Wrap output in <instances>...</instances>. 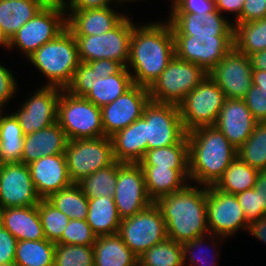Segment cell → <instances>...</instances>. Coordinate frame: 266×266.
<instances>
[{
  "instance_id": "obj_1",
  "label": "cell",
  "mask_w": 266,
  "mask_h": 266,
  "mask_svg": "<svg viewBox=\"0 0 266 266\" xmlns=\"http://www.w3.org/2000/svg\"><path fill=\"white\" fill-rule=\"evenodd\" d=\"M175 56L209 73L234 47V26L215 10L209 14L168 13Z\"/></svg>"
},
{
  "instance_id": "obj_2",
  "label": "cell",
  "mask_w": 266,
  "mask_h": 266,
  "mask_svg": "<svg viewBox=\"0 0 266 266\" xmlns=\"http://www.w3.org/2000/svg\"><path fill=\"white\" fill-rule=\"evenodd\" d=\"M160 19L137 23L130 38L126 68L135 85L148 89L175 56L171 25L166 19Z\"/></svg>"
},
{
  "instance_id": "obj_3",
  "label": "cell",
  "mask_w": 266,
  "mask_h": 266,
  "mask_svg": "<svg viewBox=\"0 0 266 266\" xmlns=\"http://www.w3.org/2000/svg\"><path fill=\"white\" fill-rule=\"evenodd\" d=\"M207 187L189 183L180 191L159 198L167 236L183 244L209 232L207 223Z\"/></svg>"
},
{
  "instance_id": "obj_4",
  "label": "cell",
  "mask_w": 266,
  "mask_h": 266,
  "mask_svg": "<svg viewBox=\"0 0 266 266\" xmlns=\"http://www.w3.org/2000/svg\"><path fill=\"white\" fill-rule=\"evenodd\" d=\"M190 183L212 186L237 157V149L215 126L186 133Z\"/></svg>"
},
{
  "instance_id": "obj_5",
  "label": "cell",
  "mask_w": 266,
  "mask_h": 266,
  "mask_svg": "<svg viewBox=\"0 0 266 266\" xmlns=\"http://www.w3.org/2000/svg\"><path fill=\"white\" fill-rule=\"evenodd\" d=\"M46 82L41 86L66 89L80 64L75 36L66 28L55 39L38 48L28 59Z\"/></svg>"
},
{
  "instance_id": "obj_6",
  "label": "cell",
  "mask_w": 266,
  "mask_h": 266,
  "mask_svg": "<svg viewBox=\"0 0 266 266\" xmlns=\"http://www.w3.org/2000/svg\"><path fill=\"white\" fill-rule=\"evenodd\" d=\"M66 28L63 2L50 0L12 36L9 40V51L18 49L28 59L38 48L55 39Z\"/></svg>"
},
{
  "instance_id": "obj_7",
  "label": "cell",
  "mask_w": 266,
  "mask_h": 266,
  "mask_svg": "<svg viewBox=\"0 0 266 266\" xmlns=\"http://www.w3.org/2000/svg\"><path fill=\"white\" fill-rule=\"evenodd\" d=\"M57 122L69 140L105 137L101 108L66 89L60 93Z\"/></svg>"
},
{
  "instance_id": "obj_8",
  "label": "cell",
  "mask_w": 266,
  "mask_h": 266,
  "mask_svg": "<svg viewBox=\"0 0 266 266\" xmlns=\"http://www.w3.org/2000/svg\"><path fill=\"white\" fill-rule=\"evenodd\" d=\"M126 15L113 29L101 35L75 36L80 62L111 59L123 67L129 60L130 38L136 22Z\"/></svg>"
},
{
  "instance_id": "obj_9",
  "label": "cell",
  "mask_w": 266,
  "mask_h": 266,
  "mask_svg": "<svg viewBox=\"0 0 266 266\" xmlns=\"http://www.w3.org/2000/svg\"><path fill=\"white\" fill-rule=\"evenodd\" d=\"M225 99L224 92L207 74L178 104L186 133L200 127L214 126Z\"/></svg>"
},
{
  "instance_id": "obj_10",
  "label": "cell",
  "mask_w": 266,
  "mask_h": 266,
  "mask_svg": "<svg viewBox=\"0 0 266 266\" xmlns=\"http://www.w3.org/2000/svg\"><path fill=\"white\" fill-rule=\"evenodd\" d=\"M207 74L198 65L174 56L149 88L150 101L178 105Z\"/></svg>"
},
{
  "instance_id": "obj_11",
  "label": "cell",
  "mask_w": 266,
  "mask_h": 266,
  "mask_svg": "<svg viewBox=\"0 0 266 266\" xmlns=\"http://www.w3.org/2000/svg\"><path fill=\"white\" fill-rule=\"evenodd\" d=\"M64 154L73 184L115 161L111 137L106 136L69 140Z\"/></svg>"
},
{
  "instance_id": "obj_12",
  "label": "cell",
  "mask_w": 266,
  "mask_h": 266,
  "mask_svg": "<svg viewBox=\"0 0 266 266\" xmlns=\"http://www.w3.org/2000/svg\"><path fill=\"white\" fill-rule=\"evenodd\" d=\"M118 234L138 258L168 238L165 221L155 202L134 216L122 219Z\"/></svg>"
},
{
  "instance_id": "obj_13",
  "label": "cell",
  "mask_w": 266,
  "mask_h": 266,
  "mask_svg": "<svg viewBox=\"0 0 266 266\" xmlns=\"http://www.w3.org/2000/svg\"><path fill=\"white\" fill-rule=\"evenodd\" d=\"M145 153L177 144L185 135L178 105L150 101L144 108Z\"/></svg>"
},
{
  "instance_id": "obj_14",
  "label": "cell",
  "mask_w": 266,
  "mask_h": 266,
  "mask_svg": "<svg viewBox=\"0 0 266 266\" xmlns=\"http://www.w3.org/2000/svg\"><path fill=\"white\" fill-rule=\"evenodd\" d=\"M207 223L211 234L230 239L241 230L246 232L249 222L236 195L207 187Z\"/></svg>"
},
{
  "instance_id": "obj_15",
  "label": "cell",
  "mask_w": 266,
  "mask_h": 266,
  "mask_svg": "<svg viewBox=\"0 0 266 266\" xmlns=\"http://www.w3.org/2000/svg\"><path fill=\"white\" fill-rule=\"evenodd\" d=\"M28 99L12 110L24 135L39 131L57 122L58 101L61 88L54 86H37Z\"/></svg>"
},
{
  "instance_id": "obj_16",
  "label": "cell",
  "mask_w": 266,
  "mask_h": 266,
  "mask_svg": "<svg viewBox=\"0 0 266 266\" xmlns=\"http://www.w3.org/2000/svg\"><path fill=\"white\" fill-rule=\"evenodd\" d=\"M113 198L121 219L134 216L153 203L148 196L144 173L139 164L117 162V183Z\"/></svg>"
},
{
  "instance_id": "obj_17",
  "label": "cell",
  "mask_w": 266,
  "mask_h": 266,
  "mask_svg": "<svg viewBox=\"0 0 266 266\" xmlns=\"http://www.w3.org/2000/svg\"><path fill=\"white\" fill-rule=\"evenodd\" d=\"M250 56L234 47L208 73L226 98L243 99L253 85Z\"/></svg>"
},
{
  "instance_id": "obj_18",
  "label": "cell",
  "mask_w": 266,
  "mask_h": 266,
  "mask_svg": "<svg viewBox=\"0 0 266 266\" xmlns=\"http://www.w3.org/2000/svg\"><path fill=\"white\" fill-rule=\"evenodd\" d=\"M149 102V89L134 84L113 102L103 106L101 112L105 136L111 137L141 118Z\"/></svg>"
},
{
  "instance_id": "obj_19",
  "label": "cell",
  "mask_w": 266,
  "mask_h": 266,
  "mask_svg": "<svg viewBox=\"0 0 266 266\" xmlns=\"http://www.w3.org/2000/svg\"><path fill=\"white\" fill-rule=\"evenodd\" d=\"M40 200L28 165L0 164V209L36 206Z\"/></svg>"
},
{
  "instance_id": "obj_20",
  "label": "cell",
  "mask_w": 266,
  "mask_h": 266,
  "mask_svg": "<svg viewBox=\"0 0 266 266\" xmlns=\"http://www.w3.org/2000/svg\"><path fill=\"white\" fill-rule=\"evenodd\" d=\"M119 8L118 6H108L84 10H65L67 29L74 36L104 34L129 14L126 10L119 11Z\"/></svg>"
},
{
  "instance_id": "obj_21",
  "label": "cell",
  "mask_w": 266,
  "mask_h": 266,
  "mask_svg": "<svg viewBox=\"0 0 266 266\" xmlns=\"http://www.w3.org/2000/svg\"><path fill=\"white\" fill-rule=\"evenodd\" d=\"M257 123L243 99L226 98L214 126L238 149L253 133Z\"/></svg>"
},
{
  "instance_id": "obj_22",
  "label": "cell",
  "mask_w": 266,
  "mask_h": 266,
  "mask_svg": "<svg viewBox=\"0 0 266 266\" xmlns=\"http://www.w3.org/2000/svg\"><path fill=\"white\" fill-rule=\"evenodd\" d=\"M28 166L35 190L41 199H47L51 194L73 184L64 153L43 156Z\"/></svg>"
},
{
  "instance_id": "obj_23",
  "label": "cell",
  "mask_w": 266,
  "mask_h": 266,
  "mask_svg": "<svg viewBox=\"0 0 266 266\" xmlns=\"http://www.w3.org/2000/svg\"><path fill=\"white\" fill-rule=\"evenodd\" d=\"M69 139L58 122L24 136L21 163L26 165L43 156L64 153Z\"/></svg>"
},
{
  "instance_id": "obj_24",
  "label": "cell",
  "mask_w": 266,
  "mask_h": 266,
  "mask_svg": "<svg viewBox=\"0 0 266 266\" xmlns=\"http://www.w3.org/2000/svg\"><path fill=\"white\" fill-rule=\"evenodd\" d=\"M0 224L18 241L46 239L38 205L0 209Z\"/></svg>"
},
{
  "instance_id": "obj_25",
  "label": "cell",
  "mask_w": 266,
  "mask_h": 266,
  "mask_svg": "<svg viewBox=\"0 0 266 266\" xmlns=\"http://www.w3.org/2000/svg\"><path fill=\"white\" fill-rule=\"evenodd\" d=\"M149 198H159L177 192L190 183L188 169H171L158 166H141Z\"/></svg>"
},
{
  "instance_id": "obj_26",
  "label": "cell",
  "mask_w": 266,
  "mask_h": 266,
  "mask_svg": "<svg viewBox=\"0 0 266 266\" xmlns=\"http://www.w3.org/2000/svg\"><path fill=\"white\" fill-rule=\"evenodd\" d=\"M111 140L116 161L138 164L145 154V120H135L111 136Z\"/></svg>"
},
{
  "instance_id": "obj_27",
  "label": "cell",
  "mask_w": 266,
  "mask_h": 266,
  "mask_svg": "<svg viewBox=\"0 0 266 266\" xmlns=\"http://www.w3.org/2000/svg\"><path fill=\"white\" fill-rule=\"evenodd\" d=\"M93 251L94 266H138V257L118 233L98 236Z\"/></svg>"
},
{
  "instance_id": "obj_28",
  "label": "cell",
  "mask_w": 266,
  "mask_h": 266,
  "mask_svg": "<svg viewBox=\"0 0 266 266\" xmlns=\"http://www.w3.org/2000/svg\"><path fill=\"white\" fill-rule=\"evenodd\" d=\"M50 0H0V29L12 36Z\"/></svg>"
},
{
  "instance_id": "obj_29",
  "label": "cell",
  "mask_w": 266,
  "mask_h": 266,
  "mask_svg": "<svg viewBox=\"0 0 266 266\" xmlns=\"http://www.w3.org/2000/svg\"><path fill=\"white\" fill-rule=\"evenodd\" d=\"M121 220L113 197L101 196L88 199L86 222L97 237L117 234Z\"/></svg>"
},
{
  "instance_id": "obj_30",
  "label": "cell",
  "mask_w": 266,
  "mask_h": 266,
  "mask_svg": "<svg viewBox=\"0 0 266 266\" xmlns=\"http://www.w3.org/2000/svg\"><path fill=\"white\" fill-rule=\"evenodd\" d=\"M225 241H227V239H225L224 237L216 236L214 234L208 233L206 235L197 237L191 241L183 243L182 244L183 266H218L220 265L218 263V261H220L219 257L221 256L220 248L222 246V243L224 244ZM210 243H211V246L209 245ZM219 244L221 245L218 246Z\"/></svg>"
},
{
  "instance_id": "obj_31",
  "label": "cell",
  "mask_w": 266,
  "mask_h": 266,
  "mask_svg": "<svg viewBox=\"0 0 266 266\" xmlns=\"http://www.w3.org/2000/svg\"><path fill=\"white\" fill-rule=\"evenodd\" d=\"M5 112H0V164L20 163L25 135L11 111Z\"/></svg>"
},
{
  "instance_id": "obj_32",
  "label": "cell",
  "mask_w": 266,
  "mask_h": 266,
  "mask_svg": "<svg viewBox=\"0 0 266 266\" xmlns=\"http://www.w3.org/2000/svg\"><path fill=\"white\" fill-rule=\"evenodd\" d=\"M133 85L130 72L123 67L117 74L95 80L92 89L84 97L102 108L124 94Z\"/></svg>"
},
{
  "instance_id": "obj_33",
  "label": "cell",
  "mask_w": 266,
  "mask_h": 266,
  "mask_svg": "<svg viewBox=\"0 0 266 266\" xmlns=\"http://www.w3.org/2000/svg\"><path fill=\"white\" fill-rule=\"evenodd\" d=\"M257 174L258 170L243 162L237 156L213 186L220 191L236 195L254 188Z\"/></svg>"
},
{
  "instance_id": "obj_34",
  "label": "cell",
  "mask_w": 266,
  "mask_h": 266,
  "mask_svg": "<svg viewBox=\"0 0 266 266\" xmlns=\"http://www.w3.org/2000/svg\"><path fill=\"white\" fill-rule=\"evenodd\" d=\"M138 164L140 166L188 169V140L186 135L177 144L147 150Z\"/></svg>"
},
{
  "instance_id": "obj_35",
  "label": "cell",
  "mask_w": 266,
  "mask_h": 266,
  "mask_svg": "<svg viewBox=\"0 0 266 266\" xmlns=\"http://www.w3.org/2000/svg\"><path fill=\"white\" fill-rule=\"evenodd\" d=\"M234 48L247 56L266 49V17L234 25Z\"/></svg>"
},
{
  "instance_id": "obj_36",
  "label": "cell",
  "mask_w": 266,
  "mask_h": 266,
  "mask_svg": "<svg viewBox=\"0 0 266 266\" xmlns=\"http://www.w3.org/2000/svg\"><path fill=\"white\" fill-rule=\"evenodd\" d=\"M55 246L47 239L17 241L14 262L17 266H53Z\"/></svg>"
},
{
  "instance_id": "obj_37",
  "label": "cell",
  "mask_w": 266,
  "mask_h": 266,
  "mask_svg": "<svg viewBox=\"0 0 266 266\" xmlns=\"http://www.w3.org/2000/svg\"><path fill=\"white\" fill-rule=\"evenodd\" d=\"M70 219L84 220L88 214V198L77 184L59 190L46 199Z\"/></svg>"
},
{
  "instance_id": "obj_38",
  "label": "cell",
  "mask_w": 266,
  "mask_h": 266,
  "mask_svg": "<svg viewBox=\"0 0 266 266\" xmlns=\"http://www.w3.org/2000/svg\"><path fill=\"white\" fill-rule=\"evenodd\" d=\"M117 162L115 160L111 165L99 169L77 183L88 199L115 196Z\"/></svg>"
},
{
  "instance_id": "obj_39",
  "label": "cell",
  "mask_w": 266,
  "mask_h": 266,
  "mask_svg": "<svg viewBox=\"0 0 266 266\" xmlns=\"http://www.w3.org/2000/svg\"><path fill=\"white\" fill-rule=\"evenodd\" d=\"M138 266H183L182 244L167 238L143 253Z\"/></svg>"
},
{
  "instance_id": "obj_40",
  "label": "cell",
  "mask_w": 266,
  "mask_h": 266,
  "mask_svg": "<svg viewBox=\"0 0 266 266\" xmlns=\"http://www.w3.org/2000/svg\"><path fill=\"white\" fill-rule=\"evenodd\" d=\"M237 156L256 170L266 169V122H258L253 133L237 149Z\"/></svg>"
},
{
  "instance_id": "obj_41",
  "label": "cell",
  "mask_w": 266,
  "mask_h": 266,
  "mask_svg": "<svg viewBox=\"0 0 266 266\" xmlns=\"http://www.w3.org/2000/svg\"><path fill=\"white\" fill-rule=\"evenodd\" d=\"M45 238L53 243H57L68 225L70 218L56 209L46 199H41L38 203Z\"/></svg>"
},
{
  "instance_id": "obj_42",
  "label": "cell",
  "mask_w": 266,
  "mask_h": 266,
  "mask_svg": "<svg viewBox=\"0 0 266 266\" xmlns=\"http://www.w3.org/2000/svg\"><path fill=\"white\" fill-rule=\"evenodd\" d=\"M53 266H94L93 246L56 243Z\"/></svg>"
},
{
  "instance_id": "obj_43",
  "label": "cell",
  "mask_w": 266,
  "mask_h": 266,
  "mask_svg": "<svg viewBox=\"0 0 266 266\" xmlns=\"http://www.w3.org/2000/svg\"><path fill=\"white\" fill-rule=\"evenodd\" d=\"M96 239L97 235L86 222V219H70L68 225L64 229L61 239L57 243L93 246Z\"/></svg>"
},
{
  "instance_id": "obj_44",
  "label": "cell",
  "mask_w": 266,
  "mask_h": 266,
  "mask_svg": "<svg viewBox=\"0 0 266 266\" xmlns=\"http://www.w3.org/2000/svg\"><path fill=\"white\" fill-rule=\"evenodd\" d=\"M100 78L87 63L80 62L66 90L75 96L84 97L92 89L95 80Z\"/></svg>"
},
{
  "instance_id": "obj_45",
  "label": "cell",
  "mask_w": 266,
  "mask_h": 266,
  "mask_svg": "<svg viewBox=\"0 0 266 266\" xmlns=\"http://www.w3.org/2000/svg\"><path fill=\"white\" fill-rule=\"evenodd\" d=\"M5 67L0 63V110L6 111L7 105L12 104V100L16 98L17 93H19L18 79L15 78L16 75L13 71ZM11 101V102H10Z\"/></svg>"
},
{
  "instance_id": "obj_46",
  "label": "cell",
  "mask_w": 266,
  "mask_h": 266,
  "mask_svg": "<svg viewBox=\"0 0 266 266\" xmlns=\"http://www.w3.org/2000/svg\"><path fill=\"white\" fill-rule=\"evenodd\" d=\"M236 198L248 222L258 220L266 215V212L260 206L259 192L254 188L236 194Z\"/></svg>"
},
{
  "instance_id": "obj_47",
  "label": "cell",
  "mask_w": 266,
  "mask_h": 266,
  "mask_svg": "<svg viewBox=\"0 0 266 266\" xmlns=\"http://www.w3.org/2000/svg\"><path fill=\"white\" fill-rule=\"evenodd\" d=\"M169 13L209 14L216 10L215 0H169Z\"/></svg>"
},
{
  "instance_id": "obj_48",
  "label": "cell",
  "mask_w": 266,
  "mask_h": 266,
  "mask_svg": "<svg viewBox=\"0 0 266 266\" xmlns=\"http://www.w3.org/2000/svg\"><path fill=\"white\" fill-rule=\"evenodd\" d=\"M252 116L258 122H266V91L252 85L243 98Z\"/></svg>"
},
{
  "instance_id": "obj_49",
  "label": "cell",
  "mask_w": 266,
  "mask_h": 266,
  "mask_svg": "<svg viewBox=\"0 0 266 266\" xmlns=\"http://www.w3.org/2000/svg\"><path fill=\"white\" fill-rule=\"evenodd\" d=\"M266 17V0H245L240 17L233 23H246Z\"/></svg>"
},
{
  "instance_id": "obj_50",
  "label": "cell",
  "mask_w": 266,
  "mask_h": 266,
  "mask_svg": "<svg viewBox=\"0 0 266 266\" xmlns=\"http://www.w3.org/2000/svg\"><path fill=\"white\" fill-rule=\"evenodd\" d=\"M17 239L0 224V265L15 260Z\"/></svg>"
},
{
  "instance_id": "obj_51",
  "label": "cell",
  "mask_w": 266,
  "mask_h": 266,
  "mask_svg": "<svg viewBox=\"0 0 266 266\" xmlns=\"http://www.w3.org/2000/svg\"><path fill=\"white\" fill-rule=\"evenodd\" d=\"M87 64L93 69L98 77L102 78L117 74L123 68L119 62L111 59L94 60L87 62Z\"/></svg>"
},
{
  "instance_id": "obj_52",
  "label": "cell",
  "mask_w": 266,
  "mask_h": 266,
  "mask_svg": "<svg viewBox=\"0 0 266 266\" xmlns=\"http://www.w3.org/2000/svg\"><path fill=\"white\" fill-rule=\"evenodd\" d=\"M65 10H84L90 8H102L117 6L115 0H61Z\"/></svg>"
},
{
  "instance_id": "obj_53",
  "label": "cell",
  "mask_w": 266,
  "mask_h": 266,
  "mask_svg": "<svg viewBox=\"0 0 266 266\" xmlns=\"http://www.w3.org/2000/svg\"><path fill=\"white\" fill-rule=\"evenodd\" d=\"M245 0H215V8L222 15H233L231 22L234 23L241 15ZM233 20V21H232Z\"/></svg>"
},
{
  "instance_id": "obj_54",
  "label": "cell",
  "mask_w": 266,
  "mask_h": 266,
  "mask_svg": "<svg viewBox=\"0 0 266 266\" xmlns=\"http://www.w3.org/2000/svg\"><path fill=\"white\" fill-rule=\"evenodd\" d=\"M246 232L260 241V243L266 245V215L258 220L249 222Z\"/></svg>"
},
{
  "instance_id": "obj_55",
  "label": "cell",
  "mask_w": 266,
  "mask_h": 266,
  "mask_svg": "<svg viewBox=\"0 0 266 266\" xmlns=\"http://www.w3.org/2000/svg\"><path fill=\"white\" fill-rule=\"evenodd\" d=\"M254 189L259 192L260 206L266 212V169L258 170Z\"/></svg>"
},
{
  "instance_id": "obj_56",
  "label": "cell",
  "mask_w": 266,
  "mask_h": 266,
  "mask_svg": "<svg viewBox=\"0 0 266 266\" xmlns=\"http://www.w3.org/2000/svg\"><path fill=\"white\" fill-rule=\"evenodd\" d=\"M253 70L266 71V49L250 55Z\"/></svg>"
},
{
  "instance_id": "obj_57",
  "label": "cell",
  "mask_w": 266,
  "mask_h": 266,
  "mask_svg": "<svg viewBox=\"0 0 266 266\" xmlns=\"http://www.w3.org/2000/svg\"><path fill=\"white\" fill-rule=\"evenodd\" d=\"M253 85L258 86L260 90L266 91V71L252 70Z\"/></svg>"
},
{
  "instance_id": "obj_58",
  "label": "cell",
  "mask_w": 266,
  "mask_h": 266,
  "mask_svg": "<svg viewBox=\"0 0 266 266\" xmlns=\"http://www.w3.org/2000/svg\"><path fill=\"white\" fill-rule=\"evenodd\" d=\"M4 48L5 51H9V39L0 29V48Z\"/></svg>"
},
{
  "instance_id": "obj_59",
  "label": "cell",
  "mask_w": 266,
  "mask_h": 266,
  "mask_svg": "<svg viewBox=\"0 0 266 266\" xmlns=\"http://www.w3.org/2000/svg\"><path fill=\"white\" fill-rule=\"evenodd\" d=\"M139 1L143 2V0H115V3L117 6H120V9L122 10L124 8L123 5H127V3L128 5H131V3L134 4L136 2L138 3Z\"/></svg>"
},
{
  "instance_id": "obj_60",
  "label": "cell",
  "mask_w": 266,
  "mask_h": 266,
  "mask_svg": "<svg viewBox=\"0 0 266 266\" xmlns=\"http://www.w3.org/2000/svg\"><path fill=\"white\" fill-rule=\"evenodd\" d=\"M0 266H17L15 262H11V263H5V264H2Z\"/></svg>"
}]
</instances>
